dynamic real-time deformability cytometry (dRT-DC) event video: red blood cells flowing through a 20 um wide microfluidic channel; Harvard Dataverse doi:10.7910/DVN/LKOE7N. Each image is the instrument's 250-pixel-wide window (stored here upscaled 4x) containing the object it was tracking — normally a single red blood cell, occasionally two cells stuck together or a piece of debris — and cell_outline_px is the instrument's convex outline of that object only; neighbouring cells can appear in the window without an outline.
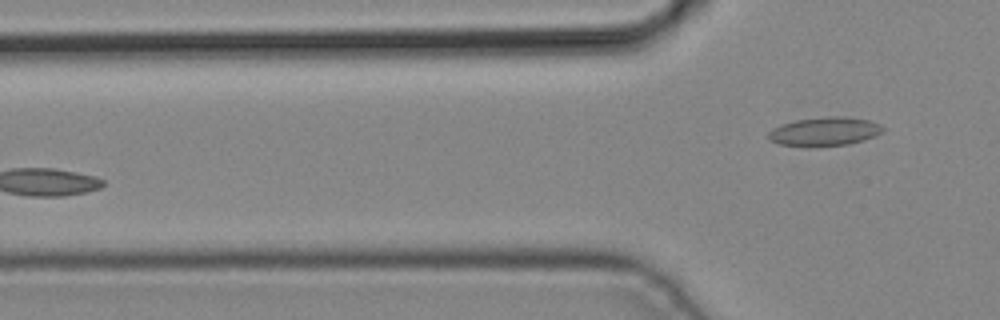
{"species": "common noctule bat (a hibernating species)", "species_latin": "Nyctalus noctula", "temperature_condition": "cold", "stored_images_in_passage": 3, "camera_frame_rate_fps": 3000, "um_per_image_px": 0.085, "animal": {"sex": "male", "body_mass_g": 19.2, "forearm_length_mm": 51.8}, "frame": {"image": 1, "passage_image": 3, "time_ms": 0.667, "image_size_px": [1000, 320], "cell_outline_px": [[884, 128], [880, 132], [864, 140], [848, 144], [812, 148], [808, 148], [780, 144], [768, 140], [768, 132], [772, 128], [796, 120], [828, 116], [844, 116], [868, 120], [880, 124]], "centroid_in_image_um": [70.04, 11.2], "position_along_channel_um": 55.8, "area_um2": 19.36}}